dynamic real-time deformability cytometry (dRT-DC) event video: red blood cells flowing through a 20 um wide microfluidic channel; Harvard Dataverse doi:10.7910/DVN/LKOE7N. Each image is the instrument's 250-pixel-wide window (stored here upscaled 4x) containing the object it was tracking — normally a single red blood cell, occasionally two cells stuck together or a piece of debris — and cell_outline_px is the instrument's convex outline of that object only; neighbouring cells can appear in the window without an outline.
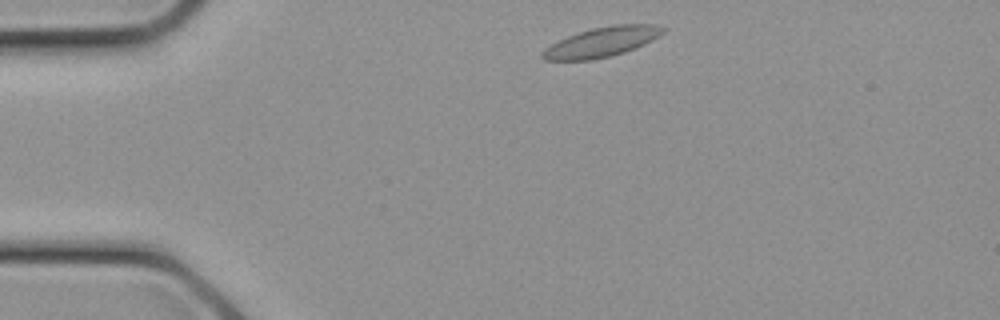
{"species": "common noctule bat (a hibernating species)", "species_latin": "Nyctalus noctula", "temperature_condition": "cold", "stored_images_in_passage": 24, "segment_of_instrument_passage": [1, 2], "camera_frame_rate_fps": 3000, "um_per_image_px": 0.085, "animal": {"sex": "female", "body_mass_g": 21.9}, "frame": {"image": 1, "passage_image": 1, "time_ms": 0.0, "image_size_px": [1000, 320], "cell_outline_px": [[668, 28], [660, 36], [644, 44], [624, 52], [612, 56], [592, 60], [544, 60], [540, 56], [540, 52], [544, 48], [568, 36], [592, 28], [612, 24], [656, 24]], "centroid_in_image_um": [51.18, 3.57], "position_along_channel_um": 33.8, "area_um2": 21.04}}
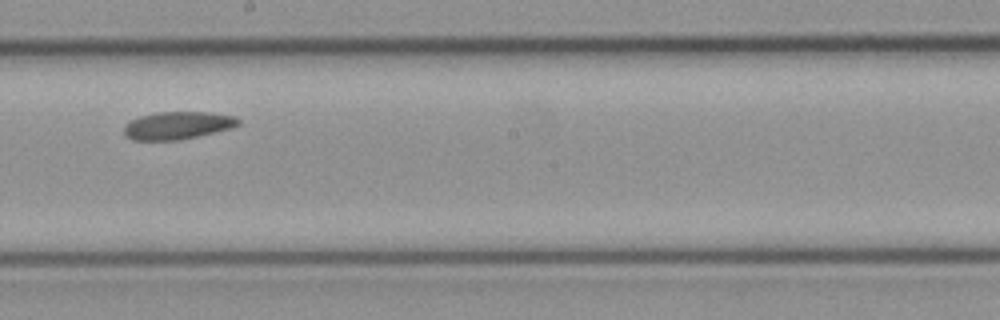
{"frame": {"image": 2, "passage_image": 11, "time_ms": 3.333, "image_size_px": [1000, 320], "cell_outline_px": [[240, 124], [232, 128], [180, 140], [132, 140], [124, 136], [124, 124], [140, 116], [156, 112], [212, 112], [236, 116], [240, 120]], "centroid_in_image_um": [15.1, 10.66], "position_along_channel_um": 233.1, "area_um2": 18.61}}
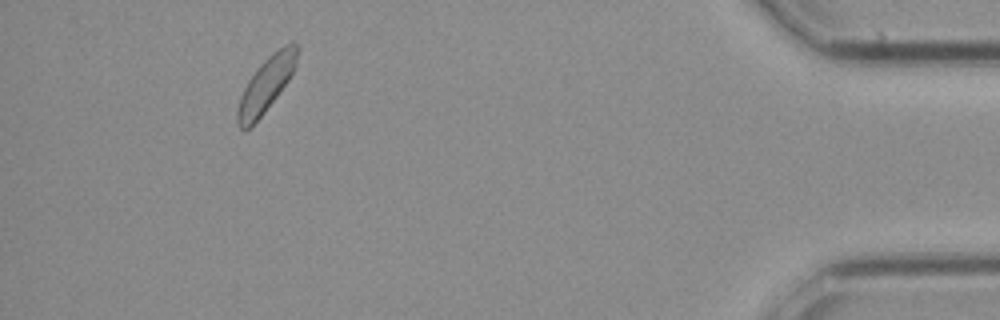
{"frame": {"image": 3, "passage_image": 21, "time_ms": 6.667, "image_size_px": [1000, 320], "cell_outline_px": [[300, 48], [296, 64], [288, 80], [264, 112], [244, 132], [236, 124], [236, 112], [240, 96], [248, 80], [256, 68], [272, 52], [284, 44], [292, 40]], "centroid_in_image_um": [22.61, 7.14], "position_along_channel_um": 412.6, "area_um2": 19.02}}